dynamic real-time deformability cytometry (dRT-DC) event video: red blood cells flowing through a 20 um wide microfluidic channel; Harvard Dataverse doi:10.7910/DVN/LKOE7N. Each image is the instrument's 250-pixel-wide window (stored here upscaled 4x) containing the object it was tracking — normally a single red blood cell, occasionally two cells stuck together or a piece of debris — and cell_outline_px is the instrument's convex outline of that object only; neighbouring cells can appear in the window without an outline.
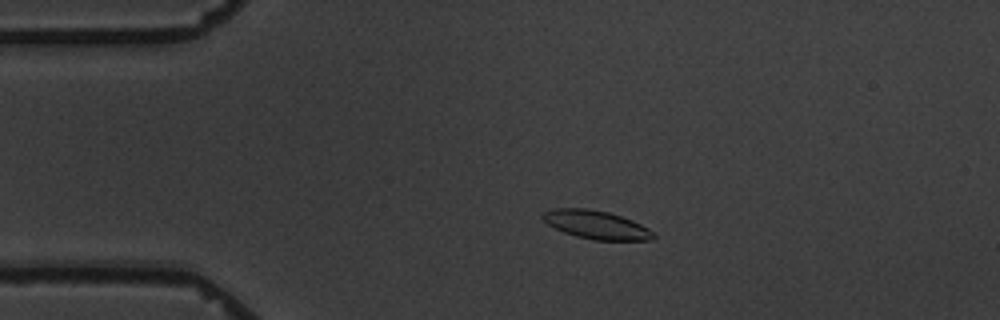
{"species": "common noctule bat (a hibernating species)", "species_latin": "Nyctalus noctula", "temperature_condition": "warm", "stored_images_in_passage": 9, "camera_frame_rate_fps": 3000, "um_per_image_px": 0.085, "animal": {"sex": "male", "body_mass_g": 19.5, "forearm_length_mm": 54.6}, "frame": {"image": 1, "passage_image": 2, "time_ms": 1.0, "image_size_px": [1000, 320], "cell_outline_px": [[656, 236], [652, 240], [592, 240], [576, 236], [564, 232], [548, 224], [540, 216], [544, 212], [552, 208], [588, 208], [608, 212], [632, 220], [648, 228]], "centroid_in_image_um": [50.67, 19.1], "position_along_channel_um": 34.3, "area_um2": 18.26}}
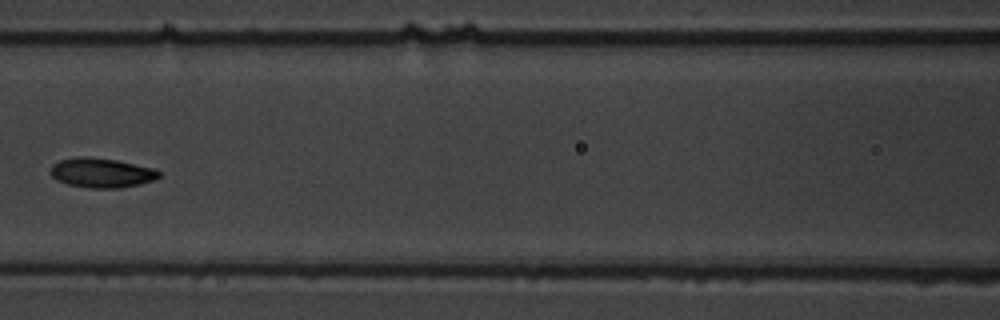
{"frame": {"image": 2, "passage_image": 6, "time_ms": 5.667, "image_size_px": [1000, 320], "cell_outline_px": [[160, 176], [152, 180], [140, 184], [120, 188], [88, 188], [68, 184], [56, 180], [48, 172], [52, 164], [60, 160], [76, 156], [88, 156], [116, 160], [152, 168], [160, 172]], "centroid_in_image_um": [8.56, 14.68], "position_along_channel_um": 158.0, "area_um2": 18.79}}
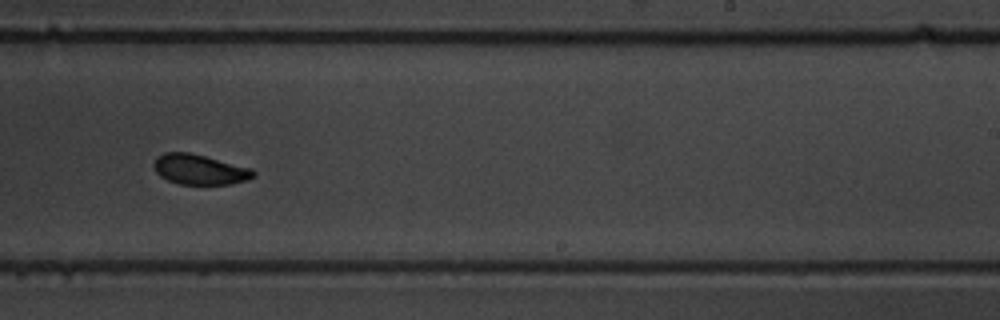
{"frame": {"image": 3, "passage_image": 9, "time_ms": 9.0, "image_size_px": [1000, 320], "cell_outline_px": [[256, 176], [248, 180], [232, 184], [180, 184], [168, 180], [160, 176], [156, 172], [152, 164], [156, 156], [164, 152], [188, 152], [252, 168], [256, 172]], "centroid_in_image_um": [16.97, 14.4], "position_along_channel_um": 272.0, "area_um2": 17.63}}